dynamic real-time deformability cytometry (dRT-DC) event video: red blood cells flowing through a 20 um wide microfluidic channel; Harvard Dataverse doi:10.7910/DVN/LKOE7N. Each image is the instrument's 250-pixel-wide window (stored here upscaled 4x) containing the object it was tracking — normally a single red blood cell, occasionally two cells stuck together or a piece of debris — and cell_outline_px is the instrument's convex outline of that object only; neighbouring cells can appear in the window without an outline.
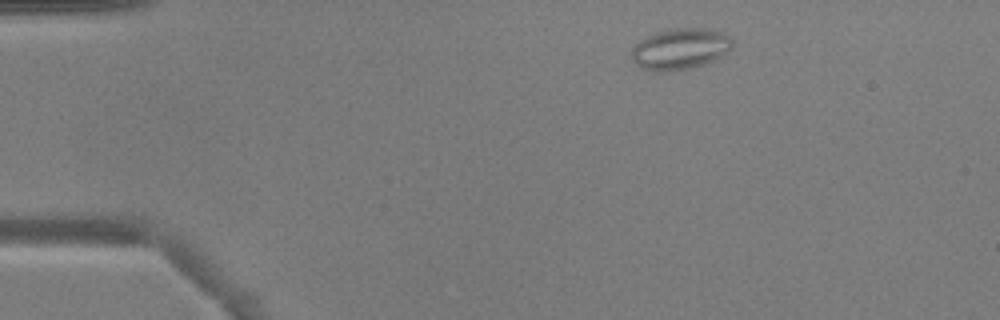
{"species": "common noctule bat (a hibernating species)", "species_latin": "Nyctalus noctula", "temperature_condition": "warm", "stored_images_in_passage": 50, "camera_frame_rate_fps": 3000, "um_per_image_px": 0.085, "animal": {"sex": "male", "body_mass_g": 17.9, "forearm_length_mm": 54.2}, "frame": {"image": 1, "passage_image": 5, "time_ms": 1.333, "image_size_px": [1000, 320], "cell_outline_px": [[732, 48], [716, 60], [704, 64], [688, 68], [660, 72], [656, 72], [640, 68], [632, 60], [632, 48], [640, 40], [656, 32], [668, 28], [708, 28], [720, 32], [728, 36], [732, 40]], "centroid_in_image_um": [57.8, 4.15], "position_along_channel_um": 27.2, "area_um2": 24.22}}
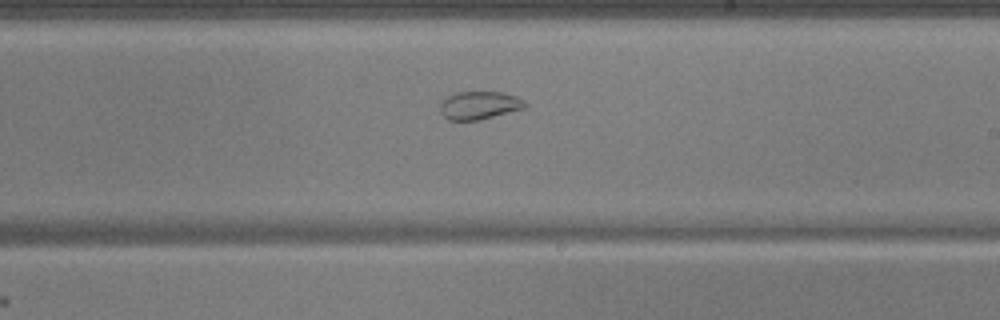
{"frame": {"image": 2, "passage_image": 28, "time_ms": 9.0, "image_size_px": [1000, 320], "cell_outline_px": [[528, 104], [524, 108], [480, 120], [448, 120], [440, 112], [440, 100], [456, 92], [504, 92], [516, 96], [524, 100]], "centroid_in_image_um": [40.73, 8.94], "position_along_channel_um": 248.3, "area_um2": 13.99}}
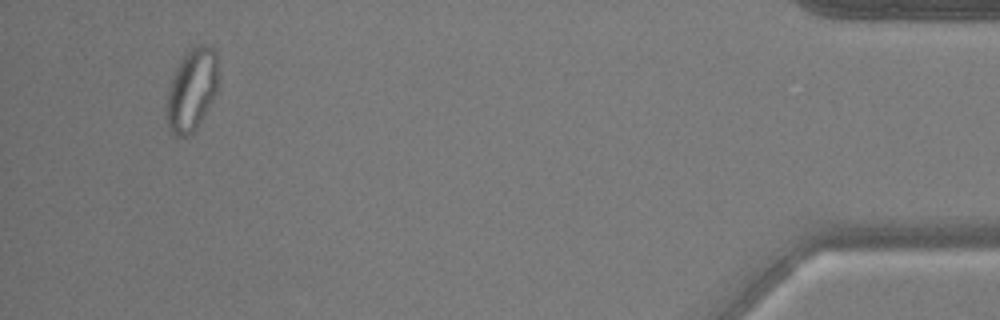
{"frame": {"image": 3, "passage_image": 47, "time_ms": 15.333, "image_size_px": [1000, 320], "cell_outline_px": [[216, 92], [212, 100], [196, 128], [188, 136], [176, 136], [172, 132], [168, 124], [168, 88], [172, 76], [176, 68], [184, 56], [196, 44], [204, 44], [212, 48], [216, 52]], "centroid_in_image_um": [16.3, 7.62], "position_along_channel_um": 418.9, "area_um2": 23.93}, "authors_computed_cell_mechanics": {"area_um2": 22.3108, "velocity_mm_per_s": 3.7742, "shape_relaxation_time_tau1_ms": null, "shape_relaxation_time_tau2_ms": 0.8884, "deformation_change_tau1": null, "deformation_change_tau2": 0.0502}}